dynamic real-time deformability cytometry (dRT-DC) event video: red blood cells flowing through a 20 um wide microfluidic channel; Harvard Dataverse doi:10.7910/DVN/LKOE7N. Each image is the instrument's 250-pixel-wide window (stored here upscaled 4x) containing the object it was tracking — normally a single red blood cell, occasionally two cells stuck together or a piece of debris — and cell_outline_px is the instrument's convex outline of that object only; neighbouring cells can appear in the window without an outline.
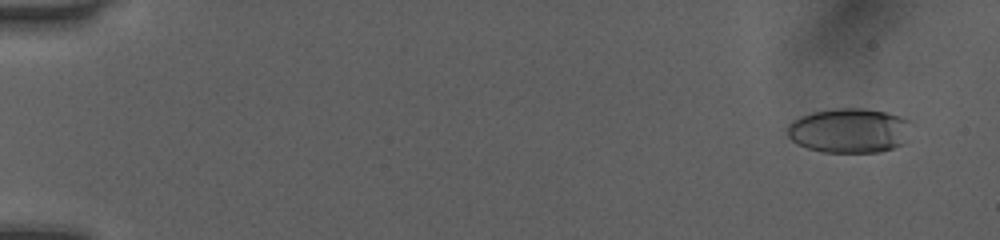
{"species": "human", "species_latin": "Homo sapiens", "temperature_condition": "room temperature", "stored_images_in_passage": 52, "camera_frame_rate_fps": 3000, "um_per_image_px": 0.085, "donor": {"sex": "female"}, "frame": {"image": 1, "passage_image": 4, "time_ms": 1.0, "image_size_px": [1000, 240], "cell_outline_px": [[912, 120], [908, 140], [904, 144], [880, 152], [824, 152], [808, 148], [792, 140], [788, 136], [788, 124], [792, 120], [800, 116], [816, 112], [836, 108], [864, 108], [884, 112], [900, 116]], "centroid_in_image_um": [72.25, 11.09], "position_along_channel_um": 12.7, "area_um2": 32.43}}
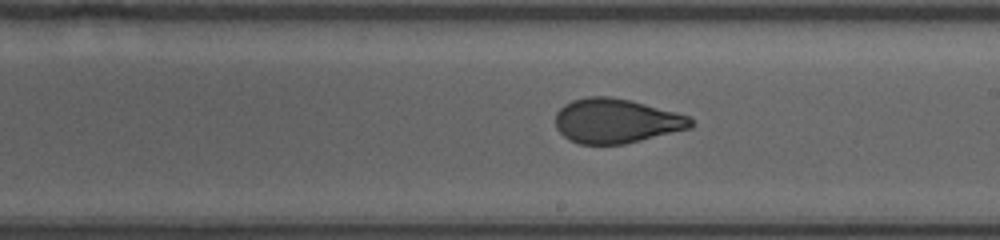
{"frame": {"image": 2, "passage_image": 32, "time_ms": 10.333, "image_size_px": [1000, 240], "cell_outline_px": [[692, 128], [624, 144], [580, 144], [568, 140], [556, 128], [556, 112], [564, 104], [572, 100], [588, 96], [608, 96], [628, 100], [676, 112], [688, 116], [692, 120]], "centroid_in_image_um": [52.35, 10.28], "position_along_channel_um": 236.7, "area_um2": 34.97}}
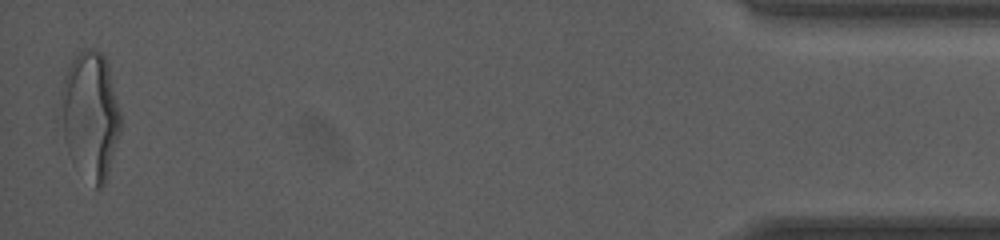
{"frame": {"image": 3, "passage_image": 52, "time_ms": 17.0, "image_size_px": [1000, 240], "cell_outline_px": [[120, 132], [108, 172], [104, 184], [100, 188], [92, 188], [68, 152], [56, 128], [56, 116], [60, 92], [64, 76], [72, 60], [84, 48], [92, 48], [100, 52], [104, 56], [108, 64], [120, 112]], "centroid_in_image_um": [7.59, 9.81], "position_along_channel_um": 427.6, "area_um2": 45.55}, "authors_computed_cell_mechanics": {"area_um2": 35.2869, "velocity_mm_per_s": 4.0708, "shape_relaxation_time_tau1_ms": 6.1808, "shape_relaxation_time_tau2_ms": 0.8771, "deformation_change_tau1": 0.1904, "deformation_change_tau2": 0.0689}}